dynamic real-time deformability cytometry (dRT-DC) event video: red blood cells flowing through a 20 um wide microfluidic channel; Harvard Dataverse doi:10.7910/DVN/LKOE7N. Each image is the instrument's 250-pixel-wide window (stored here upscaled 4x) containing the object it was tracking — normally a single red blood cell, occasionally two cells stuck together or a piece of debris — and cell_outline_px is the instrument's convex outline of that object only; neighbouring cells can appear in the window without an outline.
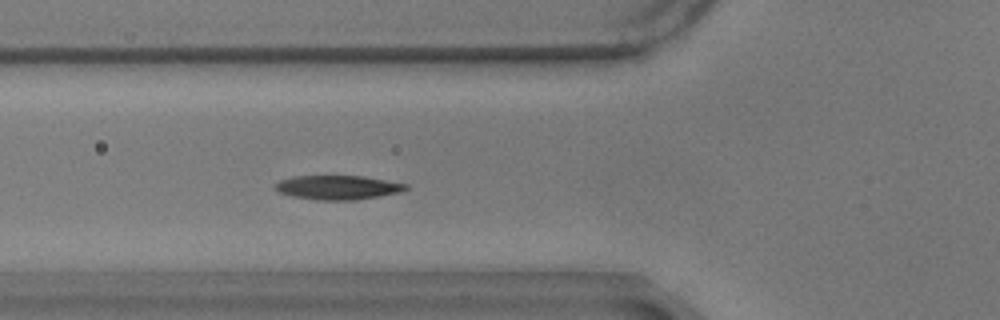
{"species": "common noctule bat (a hibernating species)", "species_latin": "Nyctalus noctula", "temperature_condition": "warm", "stored_images_in_passage": 26, "camera_frame_rate_fps": 3000, "um_per_image_px": 0.085, "animal": {"sex": "male", "body_mass_g": 17.9}, "frame": {"image": 1, "passage_image": 7, "time_ms": 2.0, "image_size_px": [1000, 320], "cell_outline_px": [[408, 188], [400, 192], [380, 196], [356, 200], [320, 200], [292, 196], [280, 192], [272, 188], [280, 180], [292, 176], [364, 176], [408, 184]], "centroid_in_image_um": [28.72, 15.93], "position_along_channel_um": 97.1, "area_um2": 18.38}}
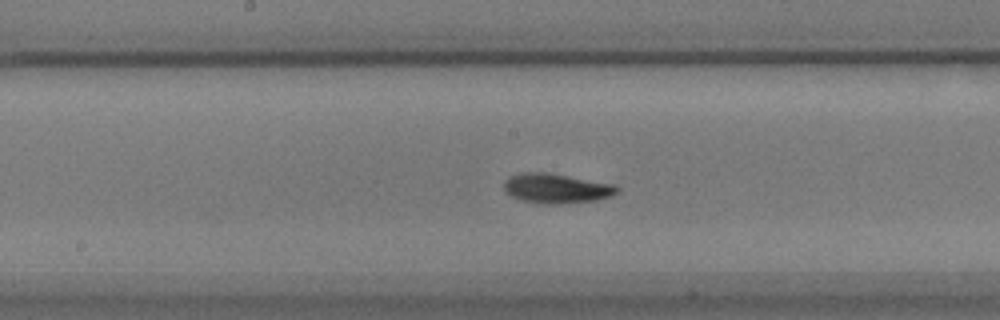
{"frame": {"image": 2, "passage_image": 16, "time_ms": 5.0, "image_size_px": [1000, 320], "cell_outline_px": [[620, 188], [616, 192], [608, 196], [596, 200], [568, 204], [540, 204], [520, 200], [504, 192], [504, 180], [508, 176], [520, 172], [548, 172], [616, 184]], "centroid_in_image_um": [47.25, 16.01], "position_along_channel_um": 200.9, "area_um2": 20.0}}
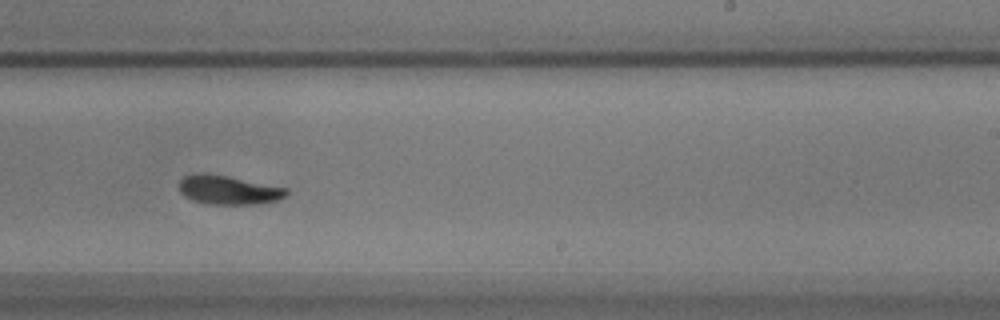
{"frame": {"image": 3, "passage_image": 22, "time_ms": 7.0, "image_size_px": [1000, 320], "cell_outline_px": [[288, 192], [280, 200], [260, 204], [208, 204], [192, 200], [184, 196], [180, 192], [176, 184], [184, 176], [196, 172], [204, 172], [228, 176], [288, 188]], "centroid_in_image_um": [19.37, 16.14], "position_along_channel_um": 269.6, "area_um2": 18.5}}